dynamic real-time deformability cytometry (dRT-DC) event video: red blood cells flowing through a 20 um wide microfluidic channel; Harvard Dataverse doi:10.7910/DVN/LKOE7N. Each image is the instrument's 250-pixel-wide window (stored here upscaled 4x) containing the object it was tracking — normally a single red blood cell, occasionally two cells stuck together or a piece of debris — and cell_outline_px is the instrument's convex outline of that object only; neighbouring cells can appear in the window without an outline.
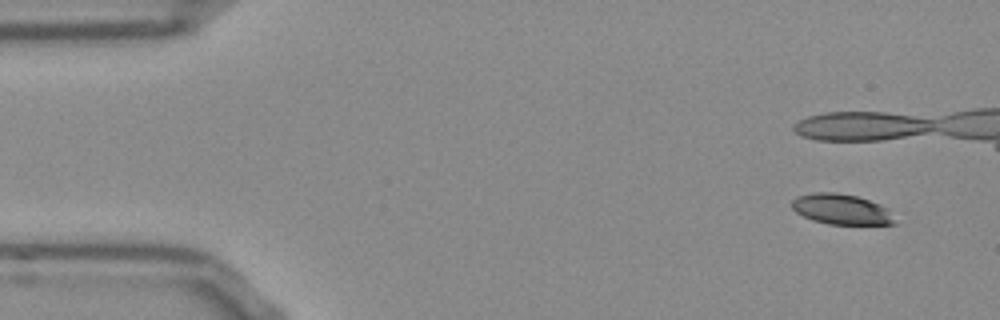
{"species": "Egyptian fruit bat (a non-hibernating species)", "species_latin": "Rousettus aegyptiacus", "temperature_condition": "room temperature", "stored_images_in_passage": 11, "camera_frame_rate_fps": 3000, "um_per_image_px": 0.085, "frame": {"image": 1, "passage_image": 1, "time_ms": 0.0, "image_size_px": [1000, 320], "cell_outline_px": [[896, 224], [828, 224], [812, 220], [796, 212], [792, 208], [792, 200], [796, 196], [812, 192], [836, 192], [856, 196], [880, 204], [888, 208]], "centroid_in_image_um": [71.49, 17.78], "position_along_channel_um": 13.5, "area_um2": 18.21}}